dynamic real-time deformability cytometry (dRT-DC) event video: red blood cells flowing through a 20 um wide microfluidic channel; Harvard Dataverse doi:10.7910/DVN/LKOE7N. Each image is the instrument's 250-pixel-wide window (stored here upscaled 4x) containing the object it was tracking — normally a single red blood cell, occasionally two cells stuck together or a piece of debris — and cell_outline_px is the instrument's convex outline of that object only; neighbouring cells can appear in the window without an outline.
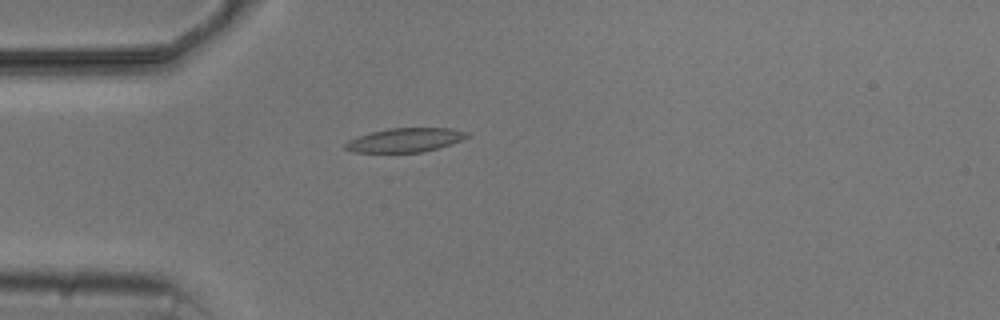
{"species": "common noctule bat (a hibernating species)", "species_latin": "Nyctalus noctula", "temperature_condition": "cold", "stored_images_in_passage": 5, "camera_frame_rate_fps": 3000, "um_per_image_px": 0.085, "animal": {"sex": "male", "body_mass_g": 20.5, "forearm_length_mm": 52.5}, "frame": {"image": 1, "passage_image": 3, "time_ms": 3.0, "image_size_px": [1000, 320], "cell_outline_px": [[472, 136], [436, 148], [420, 152], [352, 152], [344, 148], [344, 144], [348, 140], [356, 136], [388, 128], [452, 128], [468, 132]], "centroid_in_image_um": [34.41, 11.89], "position_along_channel_um": 50.6, "area_um2": 16.94}}
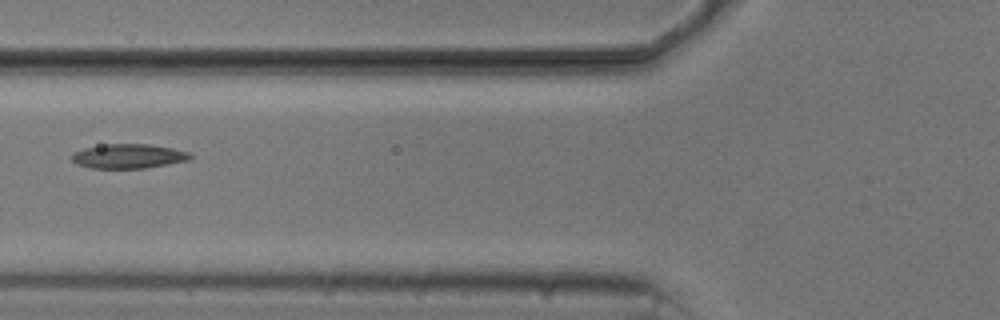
{"frame": {"image": 2, "passage_image": 5, "time_ms": 5.0, "image_size_px": [1000, 320], "cell_outline_px": [[192, 156], [188, 160], [144, 168], [92, 168], [76, 164], [72, 160], [72, 152], [84, 148], [108, 144], [148, 144], [172, 148], [188, 152]], "centroid_in_image_um": [10.88, 13.27], "position_along_channel_um": 114.9, "area_um2": 16.65}}